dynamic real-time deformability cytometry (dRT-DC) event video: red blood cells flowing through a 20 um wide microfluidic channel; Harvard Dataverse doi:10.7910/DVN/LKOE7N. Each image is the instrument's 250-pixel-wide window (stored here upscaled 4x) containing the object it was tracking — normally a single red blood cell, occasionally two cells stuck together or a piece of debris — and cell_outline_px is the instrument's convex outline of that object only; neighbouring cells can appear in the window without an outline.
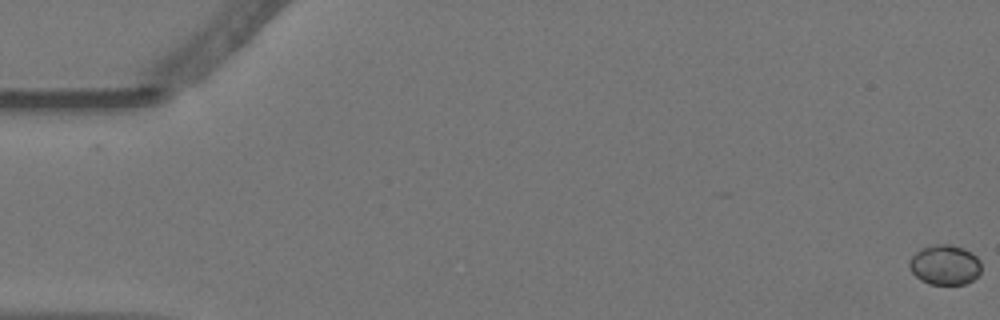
{"species": "Egyptian fruit bat (a non-hibernating species)", "species_latin": "Rousettus aegyptiacus", "temperature_condition": "warm", "stored_images_in_passage": 59, "segment_of_instrument_passage": [1, 2], "camera_frame_rate_fps": 3000, "um_per_image_px": 0.085, "animal": {"sex": "female"}, "frame": {"image": 1, "passage_image": 1, "time_ms": 0.0, "image_size_px": [1000, 320], "cell_outline_px": [[980, 272], [972, 280], [964, 284], [928, 284], [920, 280], [912, 272], [908, 264], [908, 260], [920, 248], [936, 244], [952, 244], [964, 248], [972, 252], [980, 260]], "centroid_in_image_um": [80.3, 22.5], "position_along_channel_um": 4.7, "area_um2": 16.88}}
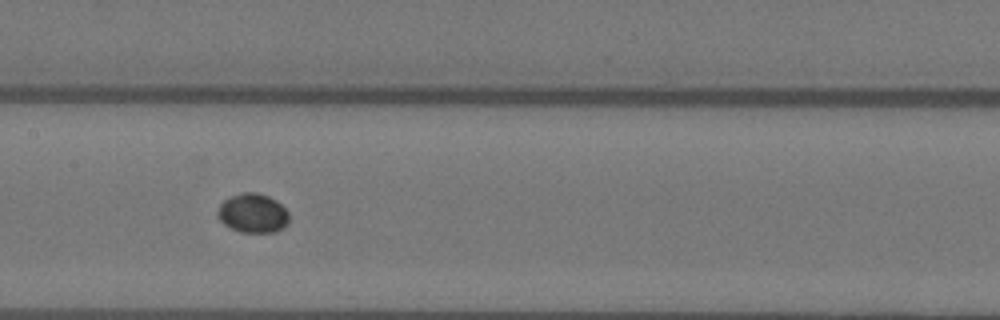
{"frame": {"image": 2, "passage_image": 29, "time_ms": 9.333, "image_size_px": [1000, 320], "cell_outline_px": [[288, 224], [284, 228], [276, 232], [240, 232], [224, 224], [216, 216], [216, 212], [220, 204], [224, 200], [232, 196], [244, 192], [256, 192], [268, 196], [276, 200], [288, 212]], "centroid_in_image_um": [21.49, 18.13], "position_along_channel_um": 185.9, "area_um2": 16.36}}
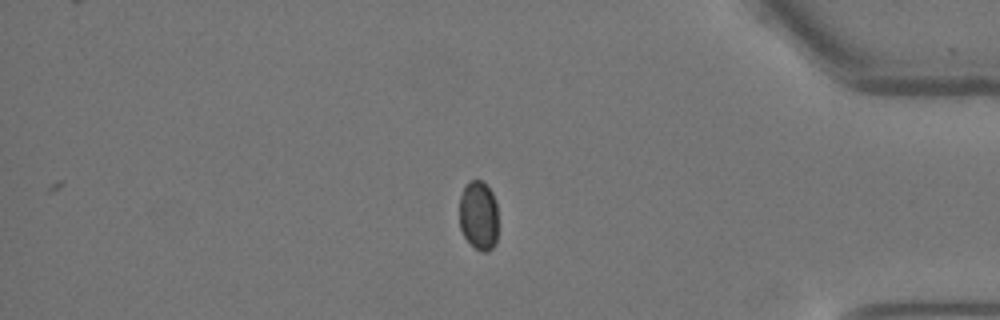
{"frame": {"image": 3, "passage_image": 49, "time_ms": 16.0, "image_size_px": [1000, 320], "cell_outline_px": [[496, 244], [488, 252], [480, 252], [464, 236], [460, 228], [460, 196], [464, 184], [468, 180], [480, 180], [492, 192], [496, 204]], "centroid_in_image_um": [40.66, 18.31], "position_along_channel_um": 394.5, "area_um2": 15.61}}